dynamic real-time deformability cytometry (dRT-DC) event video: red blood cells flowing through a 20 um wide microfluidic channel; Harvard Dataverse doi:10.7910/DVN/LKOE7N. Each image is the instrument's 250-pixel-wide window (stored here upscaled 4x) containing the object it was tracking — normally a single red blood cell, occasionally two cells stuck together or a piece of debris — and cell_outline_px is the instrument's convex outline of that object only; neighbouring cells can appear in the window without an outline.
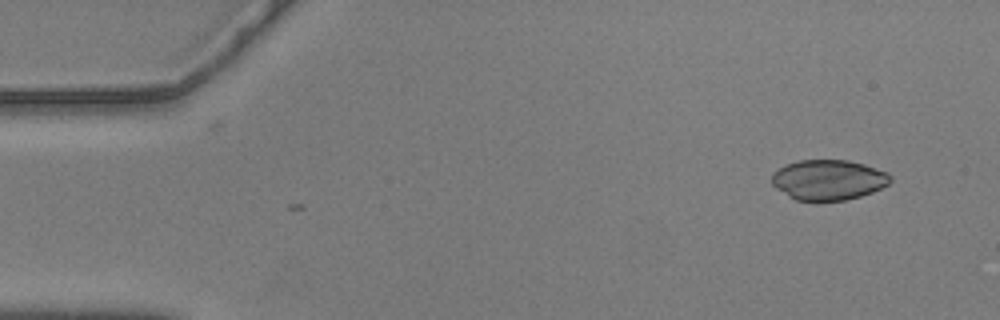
{"species": "common noctule bat (a hibernating species)", "species_latin": "Nyctalus noctula", "temperature_condition": "warm", "stored_images_in_passage": 14, "camera_frame_rate_fps": 3000, "um_per_image_px": 0.085, "animal": {"sex": "male", "body_mass_g": 20.5, "forearm_length_mm": 52.5}, "frame": {"image": 1, "passage_image": 1, "time_ms": 0.0, "image_size_px": [1000, 320], "cell_outline_px": [[892, 180], [888, 184], [872, 192], [860, 196], [844, 200], [796, 200], [788, 196], [776, 188], [772, 184], [772, 172], [788, 164], [800, 160], [848, 160], [864, 164], [888, 172], [892, 176]], "centroid_in_image_um": [70.43, 15.28], "position_along_channel_um": 14.6, "area_um2": 27.69}}